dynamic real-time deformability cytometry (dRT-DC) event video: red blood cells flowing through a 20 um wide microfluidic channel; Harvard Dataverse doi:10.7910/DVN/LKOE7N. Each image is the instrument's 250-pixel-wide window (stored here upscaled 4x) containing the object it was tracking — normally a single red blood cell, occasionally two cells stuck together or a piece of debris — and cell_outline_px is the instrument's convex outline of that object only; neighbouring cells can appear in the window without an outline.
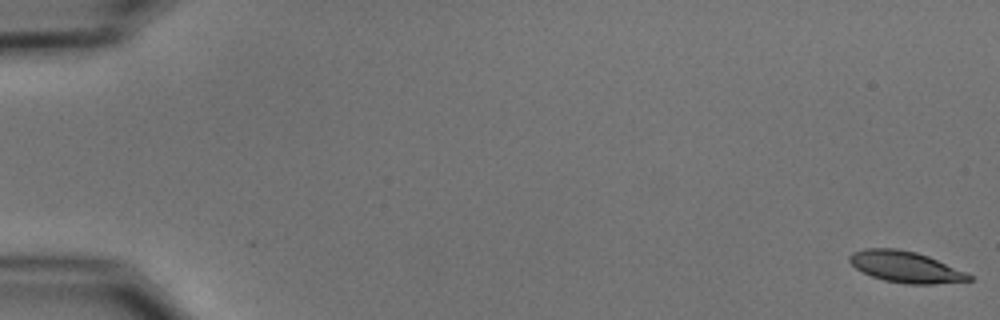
{"species": "common noctule bat (a hibernating species)", "species_latin": "Nyctalus noctula", "temperature_condition": "cold", "stored_images_in_passage": 56, "segment_of_instrument_passage": [1, 2], "camera_frame_rate_fps": 3000, "um_per_image_px": 0.085, "animal": {"sex": "male", "body_mass_g": 15.6}, "frame": {"image": 1, "passage_image": 1, "time_ms": 0.0, "image_size_px": [1000, 320], "cell_outline_px": [[972, 280], [932, 284], [904, 284], [884, 280], [872, 276], [856, 268], [848, 260], [848, 256], [852, 252], [864, 248], [896, 248], [916, 252], [928, 256], [964, 272], [972, 276]], "centroid_in_image_um": [76.92, 22.68], "position_along_channel_um": 8.1, "area_um2": 21.5}}
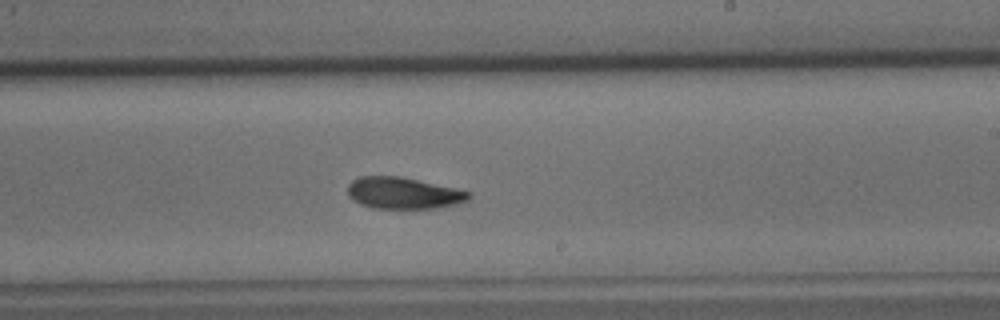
{"frame": {"image": 2, "passage_image": 34, "time_ms": 11.0, "image_size_px": [1000, 320], "cell_outline_px": [[472, 196], [468, 200], [456, 204], [436, 208], [376, 208], [360, 204], [352, 200], [348, 196], [348, 184], [352, 180], [360, 176], [400, 176], [456, 188], [472, 192]], "centroid_in_image_um": [34.29, 16.41], "position_along_channel_um": 254.7, "area_um2": 22.37}}
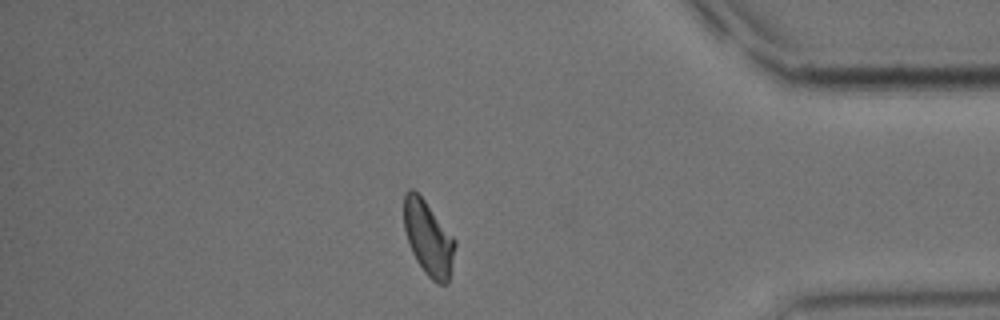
{"frame": {"image": 3, "passage_image": 48, "time_ms": 15.667, "image_size_px": [1000, 320], "cell_outline_px": [[456, 244], [448, 284], [436, 284], [424, 272], [416, 260], [412, 252], [404, 228], [404, 192], [408, 188], [412, 188], [424, 200], [456, 240]], "centroid_in_image_um": [36.41, 20.26], "position_along_channel_um": 398.8, "area_um2": 22.02}}